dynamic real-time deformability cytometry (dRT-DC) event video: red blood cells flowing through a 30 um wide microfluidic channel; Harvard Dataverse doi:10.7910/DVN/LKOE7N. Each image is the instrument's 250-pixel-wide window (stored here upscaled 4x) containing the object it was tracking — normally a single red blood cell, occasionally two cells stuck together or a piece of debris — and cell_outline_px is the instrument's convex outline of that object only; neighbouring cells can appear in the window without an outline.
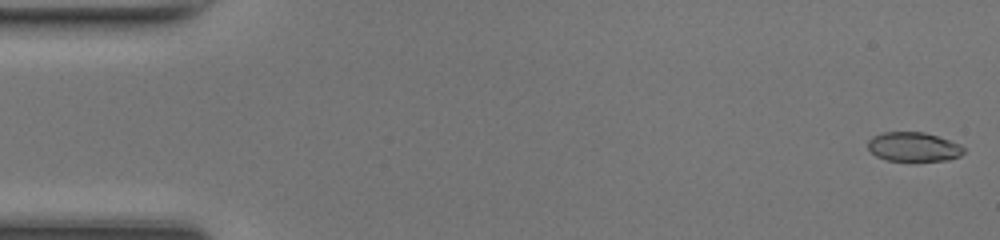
{"species": "common noctule bat (a hibernating species)", "species_latin": "Nyctalus noctula", "temperature_condition": "room temperature", "stored_images_in_passage": 48, "camera_frame_rate_fps": 3000, "um_per_image_px": 0.085, "animal": {"sex": "female", "body_mass_g": 17.0, "forearm_length_mm": 48.0}, "frame": {"image": 1, "passage_image": 1, "time_ms": 0.0, "image_size_px": [1000, 240], "cell_outline_px": [[964, 152], [960, 156], [948, 160], [884, 160], [876, 156], [868, 148], [868, 140], [872, 136], [884, 132], [924, 132], [960, 144], [964, 148]], "centroid_in_image_um": [77.63, 12.48], "position_along_channel_um": 7.4, "area_um2": 16.18}}
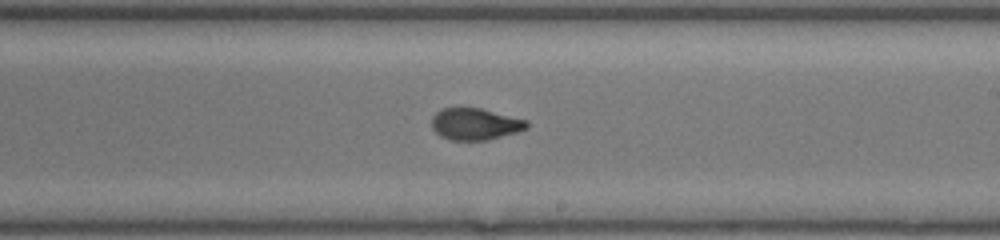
{"frame": {"image": 2, "passage_image": 28, "time_ms": 9.0, "image_size_px": [1000, 240], "cell_outline_px": [[528, 128], [516, 132], [488, 140], [448, 140], [440, 136], [432, 128], [432, 116], [440, 108], [480, 108], [528, 120]], "centroid_in_image_um": [40.37, 10.54], "position_along_channel_um": 248.6, "area_um2": 17.63}}
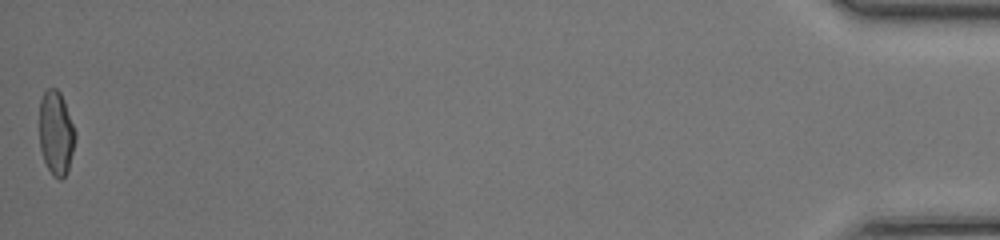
{"frame": {"image": 3, "passage_image": 48, "time_ms": 15.667, "image_size_px": [1000, 240], "cell_outline_px": [[76, 140], [68, 172], [60, 180], [52, 176], [44, 160], [40, 148], [40, 100], [44, 92], [48, 88], [56, 88], [60, 92], [64, 100], [76, 132]], "centroid_in_image_um": [4.78, 11.33], "position_along_channel_um": 430.4, "area_um2": 17.74}, "authors_computed_cell_mechanics": {"area_um2": 17.7735, "velocity_mm_per_s": 4.3153, "shape_relaxation_time_tau1_ms": 8.5051, "shape_relaxation_time_tau2_ms": 0.9164, "deformation_change_tau1": 0.2634, "deformation_change_tau2": 0.0629}}